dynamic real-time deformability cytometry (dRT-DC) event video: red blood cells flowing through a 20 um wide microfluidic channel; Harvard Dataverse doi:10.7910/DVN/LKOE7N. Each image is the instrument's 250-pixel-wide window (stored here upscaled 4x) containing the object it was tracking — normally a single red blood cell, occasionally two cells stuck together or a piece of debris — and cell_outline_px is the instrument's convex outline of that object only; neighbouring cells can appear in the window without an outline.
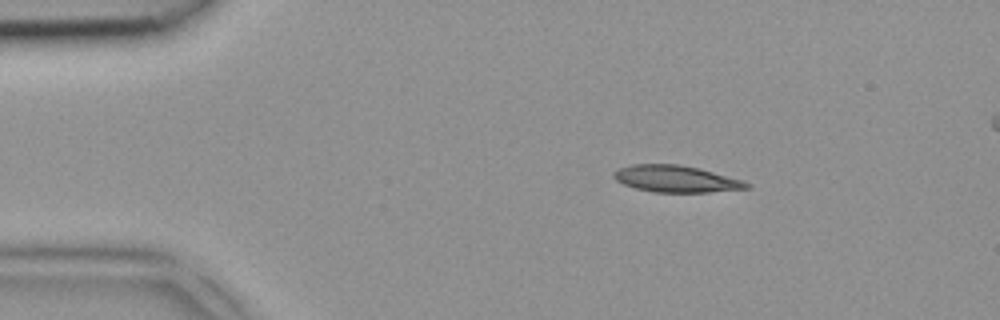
{"species": "common noctule bat (a hibernating species)", "species_latin": "Nyctalus noctula", "temperature_condition": "room temperature", "stored_images_in_passage": 5, "camera_frame_rate_fps": 3000, "um_per_image_px": 0.085, "animal": {"sex": "female", "body_mass_g": 18.4}, "frame": {"image": 1, "passage_image": 1, "time_ms": 0.0, "image_size_px": [1000, 320], "cell_outline_px": [[752, 188], [708, 192], [652, 192], [636, 188], [624, 184], [616, 180], [612, 176], [612, 172], [620, 168], [632, 164], [680, 164], [700, 168], [744, 180], [752, 184]], "centroid_in_image_um": [57.5, 15.2], "position_along_channel_um": 27.5, "area_um2": 20.92}}